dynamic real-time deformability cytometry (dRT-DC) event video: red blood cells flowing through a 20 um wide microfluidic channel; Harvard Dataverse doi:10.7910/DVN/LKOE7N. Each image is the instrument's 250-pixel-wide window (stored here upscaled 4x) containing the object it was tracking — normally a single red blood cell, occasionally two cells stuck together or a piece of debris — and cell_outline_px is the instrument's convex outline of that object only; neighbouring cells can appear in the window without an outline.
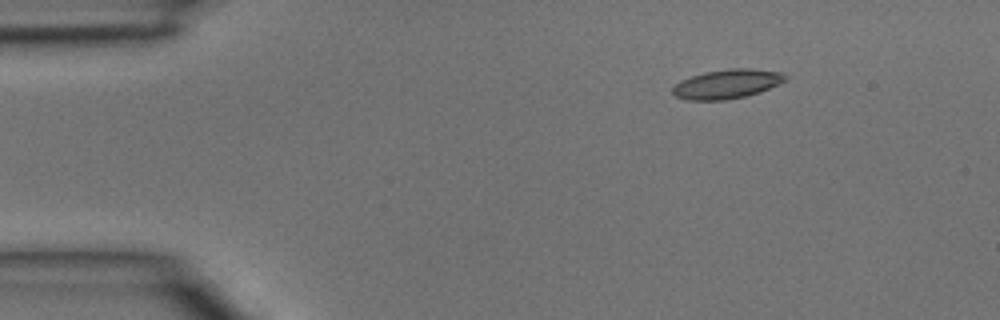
{"species": "common noctule bat (a hibernating species)", "species_latin": "Nyctalus noctula", "temperature_condition": "room temperature", "stored_images_in_passage": 5, "segment_of_instrument_passage": [2, 2], "camera_frame_rate_fps": 3000, "um_per_image_px": 0.085, "animal": {"sex": "male", "body_mass_g": 15.6}, "frame": {"image": 1, "passage_image": 5, "time_ms": 1.333, "image_size_px": [1000, 320], "cell_outline_px": [[788, 76], [784, 80], [768, 88], [744, 96], [724, 100], [688, 100], [676, 96], [672, 92], [672, 88], [680, 80], [704, 72], [728, 68], [748, 68], [784, 72]], "centroid_in_image_um": [61.76, 7.12], "position_along_channel_um": 23.2, "area_um2": 18.96}}